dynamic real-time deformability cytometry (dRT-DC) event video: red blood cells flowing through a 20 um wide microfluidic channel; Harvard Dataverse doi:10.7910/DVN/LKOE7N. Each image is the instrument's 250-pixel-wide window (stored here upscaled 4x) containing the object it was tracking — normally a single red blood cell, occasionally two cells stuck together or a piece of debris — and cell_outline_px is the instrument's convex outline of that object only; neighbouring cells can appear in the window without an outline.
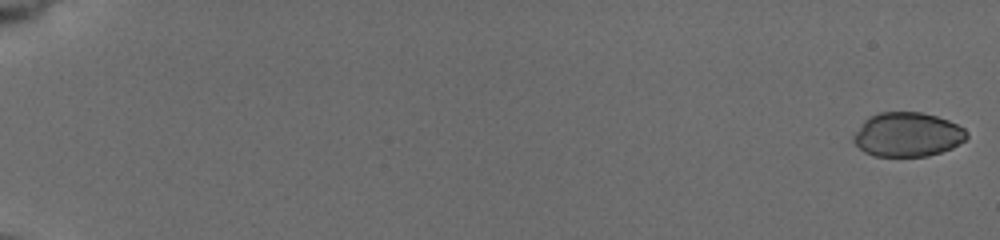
{"species": "common noctule bat (a hibernating species)", "species_latin": "Nyctalus noctula", "temperature_condition": "cold", "stored_images_in_passage": 27, "camera_frame_rate_fps": 3000, "um_per_image_px": 0.085, "animal": {"sex": "female", "body_mass_g": 19.5, "forearm_length_mm": 54.1}, "frame": {"image": 1, "passage_image": 1, "time_ms": 0.0, "image_size_px": [1000, 240], "cell_outline_px": [[968, 136], [964, 140], [952, 148], [928, 156], [872, 156], [864, 152], [852, 140], [852, 136], [864, 120], [880, 112], [920, 112], [936, 116], [948, 120], [964, 128], [968, 132]], "centroid_in_image_um": [77.13, 11.44], "position_along_channel_um": 7.9, "area_um2": 29.13}}
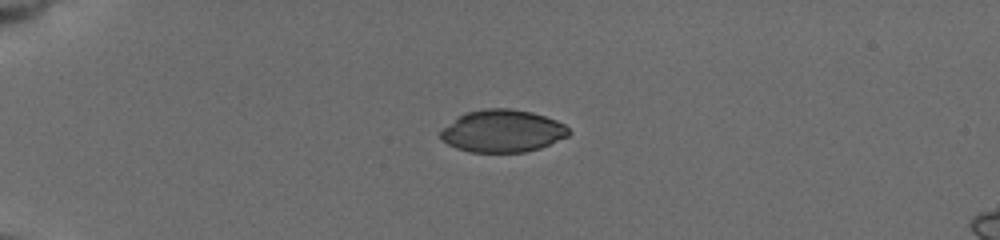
{"frame": {"image": 2, "passage_image": 12, "time_ms": 5.0, "image_size_px": [1000, 240], "cell_outline_px": [[572, 132], [568, 136], [540, 148], [524, 152], [468, 152], [456, 148], [440, 140], [440, 132], [444, 128], [460, 116], [468, 112], [488, 108], [508, 108], [532, 112], [556, 120], [564, 124]], "centroid_in_image_um": [42.73, 11.15], "position_along_channel_um": 42.3, "area_um2": 31.5}}